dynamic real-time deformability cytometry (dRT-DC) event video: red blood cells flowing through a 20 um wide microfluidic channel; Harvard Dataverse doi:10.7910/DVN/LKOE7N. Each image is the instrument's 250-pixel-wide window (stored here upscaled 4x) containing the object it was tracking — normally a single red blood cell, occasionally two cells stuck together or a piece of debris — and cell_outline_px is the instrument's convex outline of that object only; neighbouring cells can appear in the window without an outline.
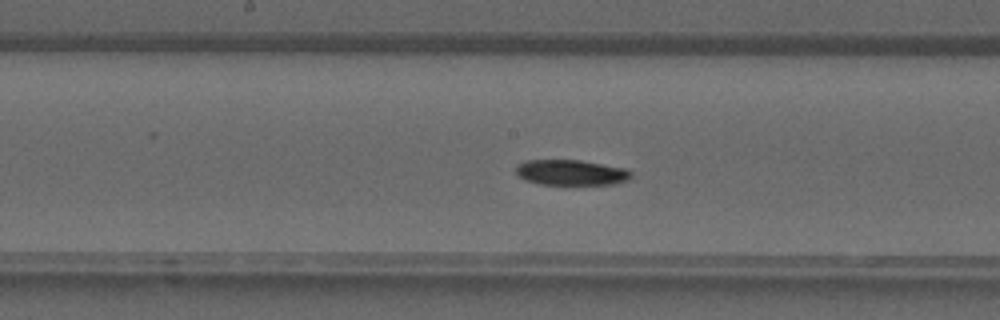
{"species": "common noctule bat (a hibernating species)", "species_latin": "Nyctalus noctula", "temperature_condition": "warm", "stored_images_in_passage": 40, "segment_of_instrument_passage": [1, 2], "camera_frame_rate_fps": 3000, "um_per_image_px": 0.085, "animal": {"sex": "male", "forearm_length_mm": 52.5}, "frame": {"image": 1, "passage_image": 20, "time_ms": 6.333, "image_size_px": [1000, 320], "cell_outline_px": [[632, 176], [628, 180], [616, 184], [540, 184], [524, 180], [516, 176], [516, 164], [524, 160], [580, 160], [624, 168], [632, 172]], "centroid_in_image_um": [48.5, 14.66], "position_along_channel_um": 199.7, "area_um2": 17.22}}
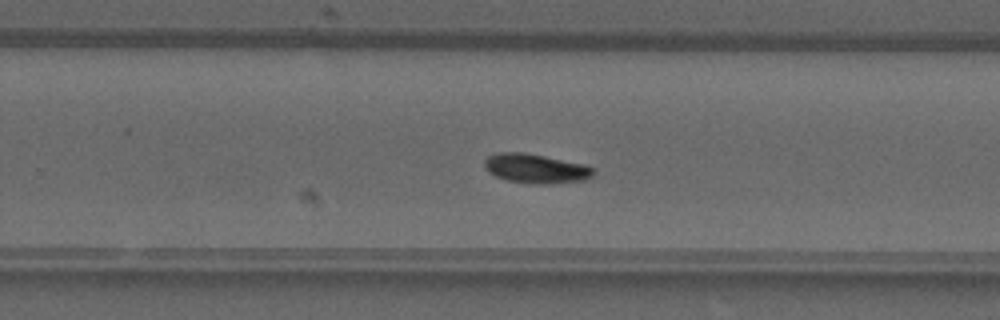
{"frame": {"image": 2, "passage_image": 25, "time_ms": 8.0, "image_size_px": [1000, 320], "cell_outline_px": [[596, 172], [588, 180], [548, 184], [532, 184], [508, 180], [496, 176], [488, 172], [484, 164], [484, 160], [488, 156], [500, 152], [520, 152], [544, 156], [584, 164], [592, 168]], "centroid_in_image_um": [45.56, 14.34], "position_along_channel_um": 284.2, "area_um2": 18.61}}
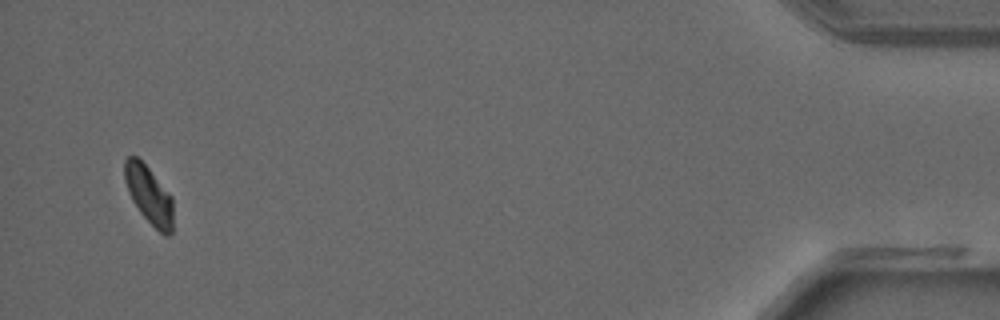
{"frame": {"image": 3, "passage_image": 38, "time_ms": 12.333, "image_size_px": [1000, 320], "cell_outline_px": [[172, 232], [168, 236], [164, 236], [140, 212], [132, 200], [128, 192], [124, 180], [124, 160], [128, 156], [136, 156], [148, 168], [172, 196]], "centroid_in_image_um": [12.64, 16.56], "position_along_channel_um": 422.6, "area_um2": 16.18}}